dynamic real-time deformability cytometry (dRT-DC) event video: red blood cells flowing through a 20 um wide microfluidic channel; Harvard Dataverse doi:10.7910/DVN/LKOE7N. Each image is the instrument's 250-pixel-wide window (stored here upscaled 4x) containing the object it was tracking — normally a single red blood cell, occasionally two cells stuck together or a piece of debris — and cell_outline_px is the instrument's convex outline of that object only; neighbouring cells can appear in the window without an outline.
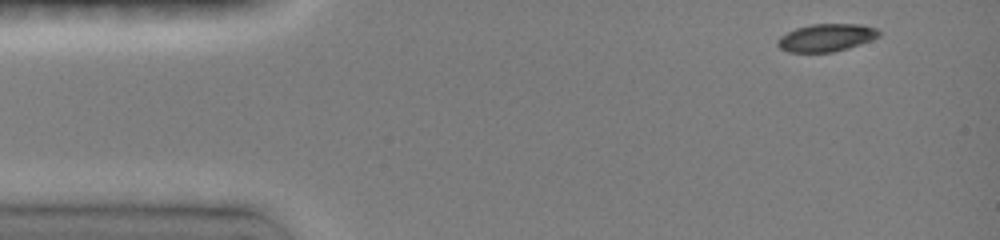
{"species": "common noctule bat (a hibernating species)", "species_latin": "Nyctalus noctula", "temperature_condition": "room temperature", "stored_images_in_passage": 4, "camera_frame_rate_fps": 3000, "um_per_image_px": 0.085, "animal": {"sex": "female", "body_mass_g": 19.0, "forearm_length_mm": 51.5}, "frame": {"image": 1, "passage_image": 1, "time_ms": 0.0, "image_size_px": [1000, 240], "cell_outline_px": [[880, 36], [860, 44], [848, 48], [832, 52], [788, 52], [780, 48], [776, 44], [776, 40], [780, 36], [796, 28], [812, 24], [860, 24], [876, 28], [880, 32]], "centroid_in_image_um": [70.21, 3.2], "position_along_channel_um": 14.8, "area_um2": 16.3}}
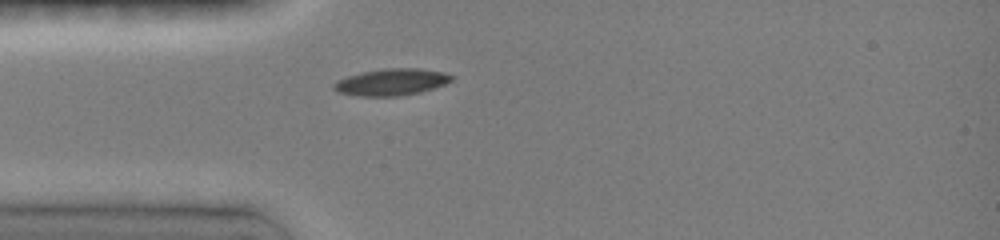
{"frame": {"image": 2, "passage_image": 4, "time_ms": 3.0, "image_size_px": [1000, 240], "cell_outline_px": [[452, 80], [444, 84], [420, 92], [396, 96], [360, 96], [336, 92], [332, 88], [332, 84], [336, 80], [360, 72], [384, 68], [420, 68], [444, 72], [452, 76]], "centroid_in_image_um": [33.21, 6.97], "position_along_channel_um": 51.8, "area_um2": 18.38}}